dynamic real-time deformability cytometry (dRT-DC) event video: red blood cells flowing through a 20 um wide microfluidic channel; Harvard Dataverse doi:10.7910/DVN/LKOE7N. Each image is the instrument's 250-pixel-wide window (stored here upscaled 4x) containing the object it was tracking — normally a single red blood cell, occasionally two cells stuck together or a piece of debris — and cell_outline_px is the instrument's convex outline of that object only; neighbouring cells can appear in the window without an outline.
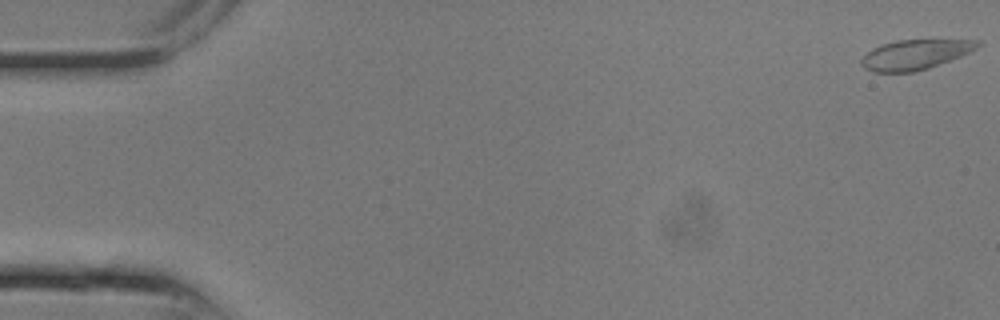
{"species": "common noctule bat (a hibernating species)", "species_latin": "Nyctalus noctula", "temperature_condition": "room temperature", "stored_images_in_passage": 15, "camera_frame_rate_fps": 3000, "um_per_image_px": 0.085, "animal": {"sex": "male", "body_mass_g": 13.3}, "frame": {"image": 1, "passage_image": 1, "time_ms": 0.0, "image_size_px": [1000, 320], "cell_outline_px": [[980, 44], [976, 48], [960, 56], [928, 68], [916, 72], [872, 72], [864, 68], [860, 64], [860, 60], [872, 48], [896, 40], [980, 40]], "centroid_in_image_um": [77.74, 4.65], "position_along_channel_um": 7.3, "area_um2": 20.0}}
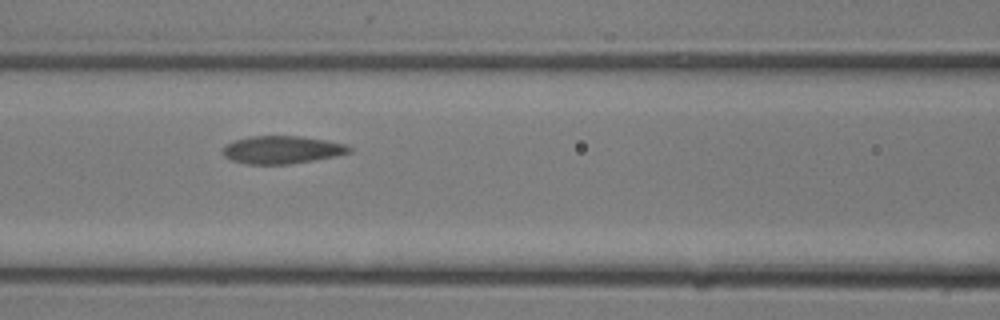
{"frame": {"image": 2, "passage_image": 11, "time_ms": 3.333, "image_size_px": [1000, 320], "cell_outline_px": [[352, 152], [312, 160], [288, 164], [248, 164], [232, 160], [224, 156], [220, 152], [220, 148], [236, 140], [248, 136], [300, 136], [348, 144], [352, 148]], "centroid_in_image_um": [23.94, 12.72], "position_along_channel_um": 142.7, "area_um2": 20.4}}
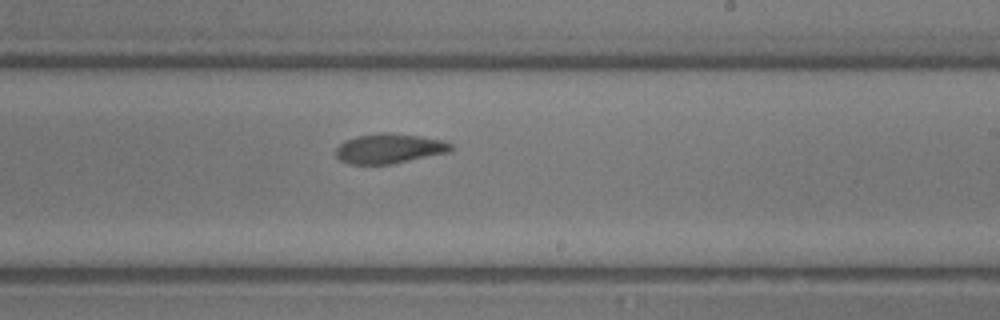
{"frame": {"image": 3, "passage_image": 15, "time_ms": 4.667, "image_size_px": [1000, 320], "cell_outline_px": [[452, 152], [392, 164], [348, 164], [340, 160], [336, 156], [336, 148], [344, 140], [356, 136], [380, 132], [388, 132], [420, 136], [444, 140], [452, 144]], "centroid_in_image_um": [33.11, 12.62], "position_along_channel_um": 255.9, "area_um2": 20.29}}